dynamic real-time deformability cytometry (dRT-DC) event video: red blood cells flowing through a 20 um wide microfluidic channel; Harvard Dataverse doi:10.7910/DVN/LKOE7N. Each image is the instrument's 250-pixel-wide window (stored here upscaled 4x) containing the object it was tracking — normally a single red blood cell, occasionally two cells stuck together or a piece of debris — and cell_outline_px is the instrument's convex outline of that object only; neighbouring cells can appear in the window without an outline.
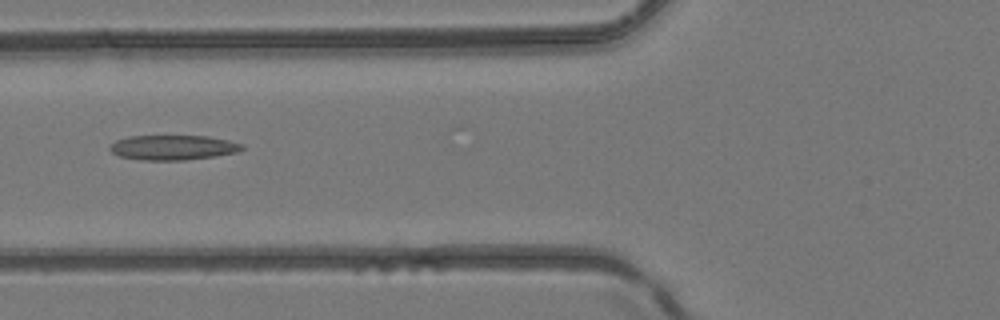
{"species": "common noctule bat (a hibernating species)", "species_latin": "Nyctalus noctula", "temperature_condition": "room temperature", "stored_images_in_passage": 8, "camera_frame_rate_fps": 3000, "um_per_image_px": 0.085, "animal": {"sex": "female", "body_mass_g": 24.6, "forearm_length_mm": 56.2}, "frame": {"image": 1, "passage_image": 7, "time_ms": 8.0, "image_size_px": [1000, 320], "cell_outline_px": [[244, 148], [240, 152], [184, 160], [144, 160], [120, 156], [112, 152], [108, 148], [116, 140], [128, 136], [208, 136], [228, 140], [244, 144]], "centroid_in_image_um": [14.73, 12.53], "position_along_channel_um": 111.1, "area_um2": 19.07}}
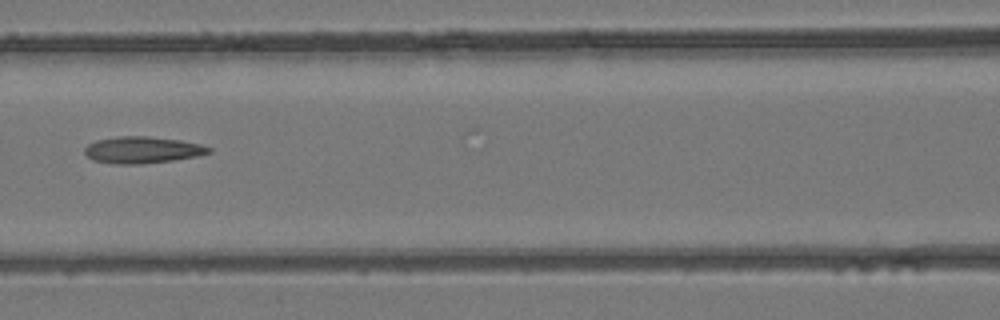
{"frame": {"image": 2, "passage_image": 8, "time_ms": 9.0, "image_size_px": [1000, 320], "cell_outline_px": [[212, 152], [196, 156], [172, 160], [144, 164], [116, 164], [92, 160], [84, 152], [84, 148], [88, 144], [96, 140], [120, 136], [148, 136], [180, 140], [200, 144], [212, 148]], "centroid_in_image_um": [12.09, 12.74], "position_along_channel_um": 154.5, "area_um2": 19.31}}